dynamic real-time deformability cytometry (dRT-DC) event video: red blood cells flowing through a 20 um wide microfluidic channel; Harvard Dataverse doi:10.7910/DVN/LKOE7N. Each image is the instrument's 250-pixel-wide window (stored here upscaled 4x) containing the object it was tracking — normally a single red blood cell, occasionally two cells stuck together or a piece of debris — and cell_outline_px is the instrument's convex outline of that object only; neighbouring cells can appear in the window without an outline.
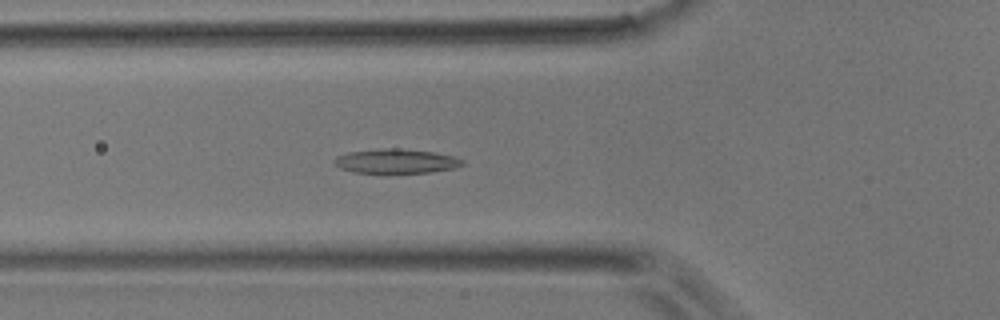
{"species": "common noctule bat (a hibernating species)", "species_latin": "Nyctalus noctula", "temperature_condition": "room temperature", "stored_images_in_passage": 50, "camera_frame_rate_fps": 3000, "um_per_image_px": 0.085, "animal": {"sex": "male", "body_mass_g": 17.9}, "frame": {"image": 1, "passage_image": 17, "time_ms": 5.333, "image_size_px": [1000, 320], "cell_outline_px": [[464, 164], [452, 168], [432, 172], [352, 172], [340, 168], [332, 160], [336, 156], [348, 152], [384, 148], [396, 148], [432, 152], [452, 156], [464, 160]], "centroid_in_image_um": [33.63, 13.69], "position_along_channel_um": 92.2, "area_um2": 17.86}}
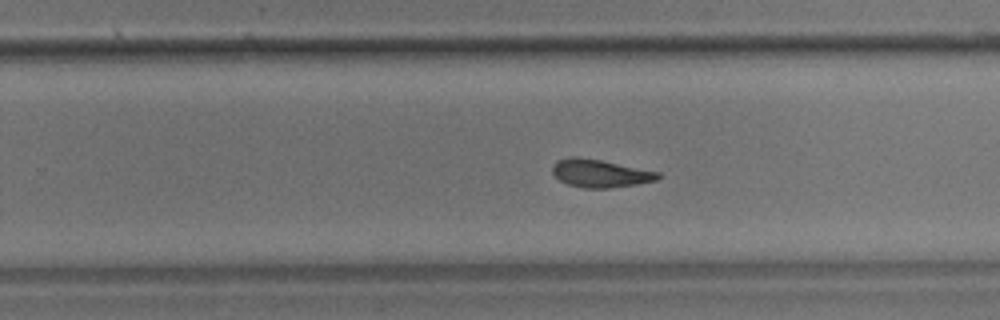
{"frame": {"image": 2, "passage_image": 31, "time_ms": 10.0, "image_size_px": [1000, 320], "cell_outline_px": [[660, 176], [656, 180], [636, 184], [608, 188], [584, 188], [568, 184], [560, 180], [552, 172], [552, 164], [556, 160], [568, 156], [576, 156], [600, 160], [660, 172]], "centroid_in_image_um": [50.96, 14.72], "position_along_channel_um": 278.8, "area_um2": 17.11}}
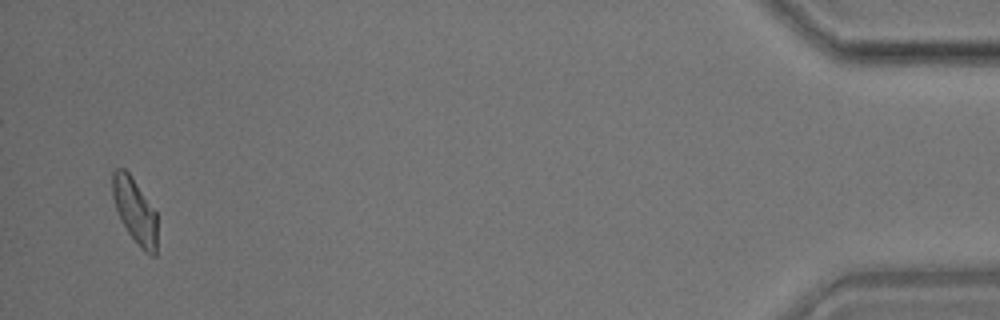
{"frame": {"image": 3, "passage_image": 48, "time_ms": 15.667, "image_size_px": [1000, 320], "cell_outline_px": [[156, 256], [152, 256], [144, 252], [140, 248], [128, 232], [116, 208], [112, 196], [112, 172], [116, 168], [124, 168], [128, 172], [156, 212]], "centroid_in_image_um": [11.46, 17.92], "position_along_channel_um": 423.7, "area_um2": 16.65}}